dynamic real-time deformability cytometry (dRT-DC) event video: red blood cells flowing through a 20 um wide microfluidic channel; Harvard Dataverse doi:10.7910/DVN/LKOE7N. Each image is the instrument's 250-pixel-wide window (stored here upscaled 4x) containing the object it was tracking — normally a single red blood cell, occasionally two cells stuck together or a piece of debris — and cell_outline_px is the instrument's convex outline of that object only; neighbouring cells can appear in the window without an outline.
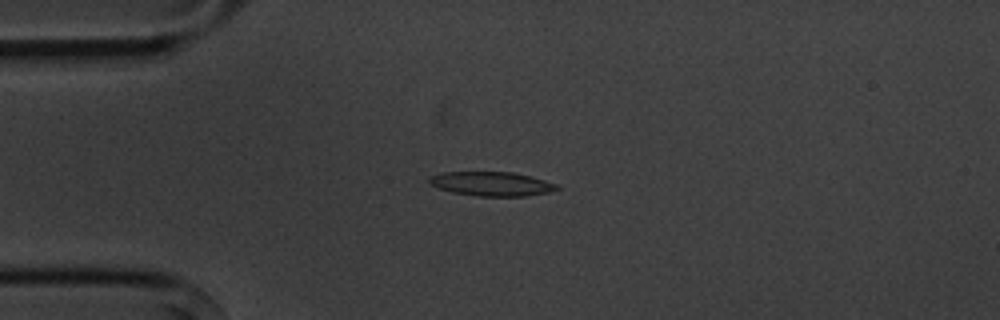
{"species": "common noctule bat (a hibernating species)", "species_latin": "Nyctalus noctula", "temperature_condition": "cold", "stored_images_in_passage": 14, "camera_frame_rate_fps": 3000, "um_per_image_px": 0.085, "animal": {"sex": "male", "body_mass_g": 20.1, "forearm_length_mm": 53.5}, "frame": {"image": 1, "passage_image": 3, "time_ms": 3.333, "image_size_px": [1000, 320], "cell_outline_px": [[560, 188], [548, 192], [524, 196], [480, 196], [452, 192], [428, 184], [428, 176], [440, 172], [512, 172], [532, 176], [556, 184]], "centroid_in_image_um": [41.74, 15.61], "position_along_channel_um": 43.3, "area_um2": 17.98}}
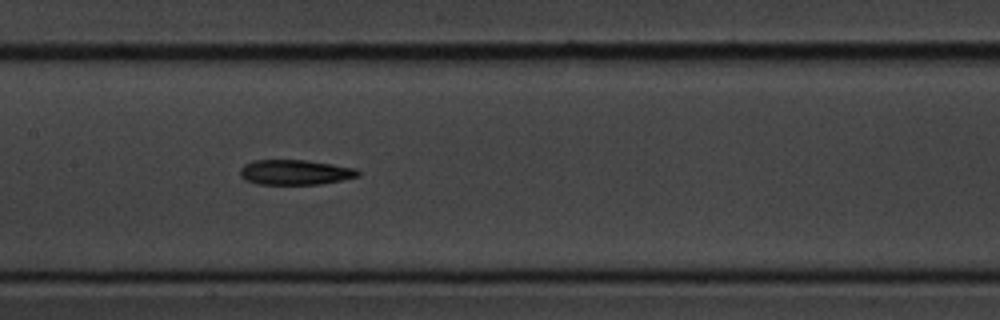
{"frame": {"image": 2, "passage_image": 7, "time_ms": 7.667, "image_size_px": [1000, 320], "cell_outline_px": [[360, 176], [320, 184], [256, 184], [244, 180], [240, 176], [240, 168], [244, 164], [256, 160], [304, 160], [332, 164], [356, 168], [360, 172]], "centroid_in_image_um": [25.06, 14.64], "position_along_channel_um": 182.3, "area_um2": 17.22}}
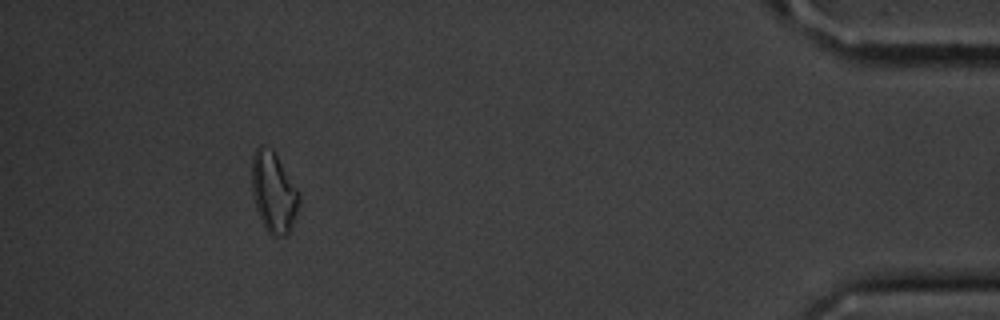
{"frame": {"image": 3, "passage_image": 13, "time_ms": 15.667, "image_size_px": [1000, 320], "cell_outline_px": [[300, 204], [288, 236], [272, 236], [264, 228], [256, 208], [252, 196], [252, 156], [256, 148], [260, 144], [272, 152], [276, 156], [296, 188], [300, 196]], "centroid_in_image_um": [23.24, 16.41], "position_along_channel_um": 412.0, "area_um2": 21.91}, "authors_computed_cell_mechanics": {"area_um2": 17.9469, "velocity_mm_per_s": 3.6212, "shape_relaxation_time_tau1_ms": 4.9659, "shape_relaxation_time_tau2_ms": null, "deformation_change_tau1": 0.1104, "deformation_change_tau2": null}}